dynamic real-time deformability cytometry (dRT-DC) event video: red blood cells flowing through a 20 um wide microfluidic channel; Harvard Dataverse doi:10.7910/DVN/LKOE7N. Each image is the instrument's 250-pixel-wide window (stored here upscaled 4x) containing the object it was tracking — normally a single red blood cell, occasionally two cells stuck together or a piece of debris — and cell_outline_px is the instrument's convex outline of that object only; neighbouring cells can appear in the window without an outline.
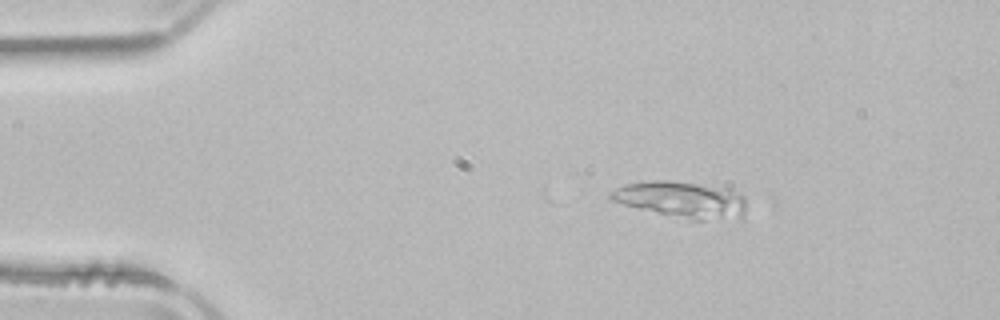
{"species": "common noctule bat (a hibernating species)", "species_latin": "Nyctalus noctula", "temperature_condition": "room temperature", "stored_images_in_passage": 6, "camera_frame_rate_fps": 3000, "um_per_image_px": 0.085, "animal": {"sex": "male", "body_mass_g": 21.5, "forearm_length_mm": 52.0}, "frame": {"image": 1, "passage_image": 1, "time_ms": 0.0, "image_size_px": [1000, 320], "cell_outline_px": [[744, 220], [692, 220], [640, 208], [608, 200], [608, 192], [624, 184], [656, 180], [668, 180], [696, 184], [740, 192], [744, 196]], "centroid_in_image_um": [57.96, 16.99], "position_along_channel_um": 27.0, "area_um2": 28.61}}